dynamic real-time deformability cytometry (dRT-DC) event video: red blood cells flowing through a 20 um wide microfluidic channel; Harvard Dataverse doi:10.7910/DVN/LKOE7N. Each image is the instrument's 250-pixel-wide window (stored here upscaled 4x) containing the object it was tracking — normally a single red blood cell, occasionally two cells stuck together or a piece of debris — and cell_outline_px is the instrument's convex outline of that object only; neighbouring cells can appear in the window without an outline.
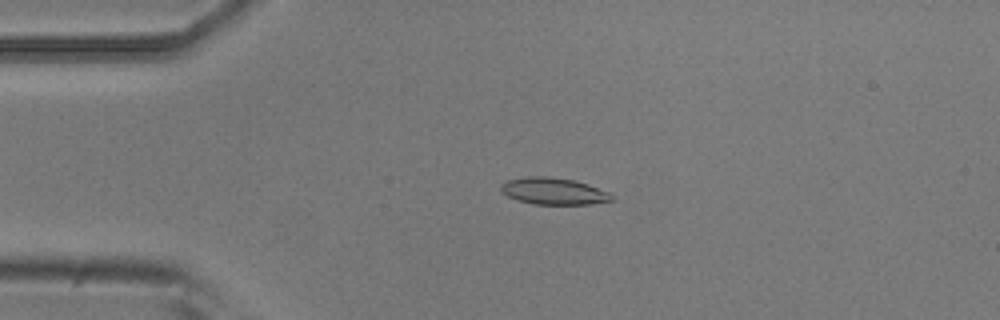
{"species": "common noctule bat (a hibernating species)", "species_latin": "Nyctalus noctula", "temperature_condition": "room temperature", "stored_images_in_passage": 2, "camera_frame_rate_fps": 3000, "um_per_image_px": 0.085, "animal": {"sex": "male", "body_mass_g": 20.5, "forearm_length_mm": 52.5}, "frame": {"image": 1, "passage_image": 1, "time_ms": 0.0, "image_size_px": [1000, 320], "cell_outline_px": [[612, 200], [592, 204], [536, 204], [520, 200], [508, 196], [500, 192], [500, 184], [508, 180], [528, 176], [548, 176], [576, 180], [588, 184], [608, 192], [612, 196]], "centroid_in_image_um": [47.03, 16.23], "position_along_channel_um": 38.0, "area_um2": 17.22}}